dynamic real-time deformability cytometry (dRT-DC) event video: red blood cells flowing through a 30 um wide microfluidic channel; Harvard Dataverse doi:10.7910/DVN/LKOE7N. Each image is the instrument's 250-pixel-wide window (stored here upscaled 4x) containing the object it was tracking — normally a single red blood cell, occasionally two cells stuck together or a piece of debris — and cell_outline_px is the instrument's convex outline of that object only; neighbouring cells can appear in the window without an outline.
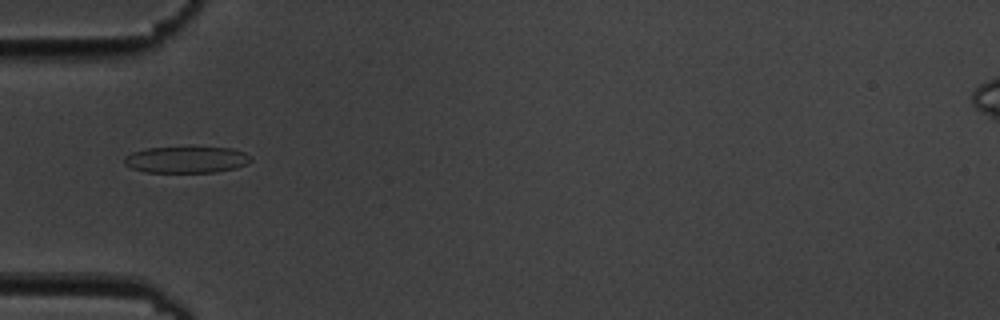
{"species": "common noctule bat (a hibernating species)", "species_latin": "Nyctalus noctula", "temperature_condition": "cold", "stored_images_in_passage": 10, "camera_frame_rate_fps": 3000, "um_per_image_px": 0.085, "animal": {"sex": "male", "body_mass_g": 19.5, "forearm_length_mm": 54.6}, "frame": {"image": 1, "passage_image": 5, "time_ms": 5.333, "image_size_px": [1000, 320], "cell_outline_px": [[252, 160], [248, 164], [236, 168], [216, 172], [144, 172], [132, 168], [124, 164], [124, 156], [132, 152], [148, 148], [232, 148], [244, 152], [252, 156]], "centroid_in_image_um": [15.87, 13.58], "position_along_channel_um": 69.1, "area_um2": 19.48}}
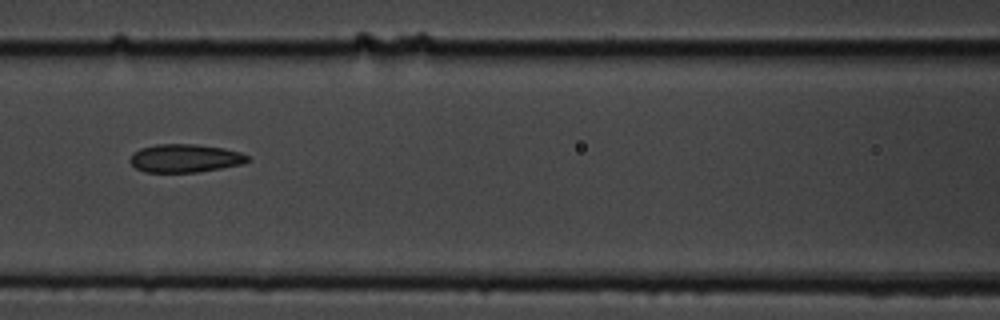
{"frame": {"image": 2, "passage_image": 7, "time_ms": 7.667, "image_size_px": [1000, 320], "cell_outline_px": [[252, 160], [244, 164], [196, 172], [144, 172], [136, 168], [128, 160], [132, 152], [140, 148], [156, 144], [196, 144], [224, 148], [240, 152], [248, 156]], "centroid_in_image_um": [15.72, 13.44], "position_along_channel_um": 150.9, "area_um2": 19.54}}
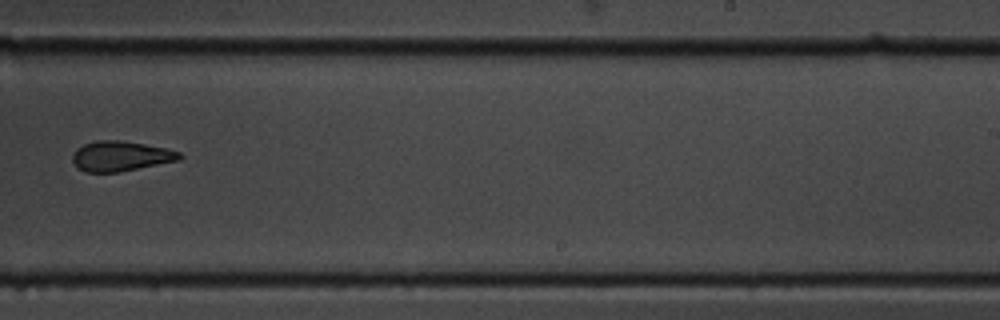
{"frame": {"image": 3, "passage_image": 10, "time_ms": 11.333, "image_size_px": [1000, 320], "cell_outline_px": [[184, 156], [180, 160], [120, 172], [84, 172], [76, 168], [72, 160], [72, 152], [76, 148], [84, 144], [96, 140], [120, 140], [168, 148], [180, 152]], "centroid_in_image_um": [10.24, 13.27], "position_along_channel_um": 278.8, "area_um2": 19.07}}